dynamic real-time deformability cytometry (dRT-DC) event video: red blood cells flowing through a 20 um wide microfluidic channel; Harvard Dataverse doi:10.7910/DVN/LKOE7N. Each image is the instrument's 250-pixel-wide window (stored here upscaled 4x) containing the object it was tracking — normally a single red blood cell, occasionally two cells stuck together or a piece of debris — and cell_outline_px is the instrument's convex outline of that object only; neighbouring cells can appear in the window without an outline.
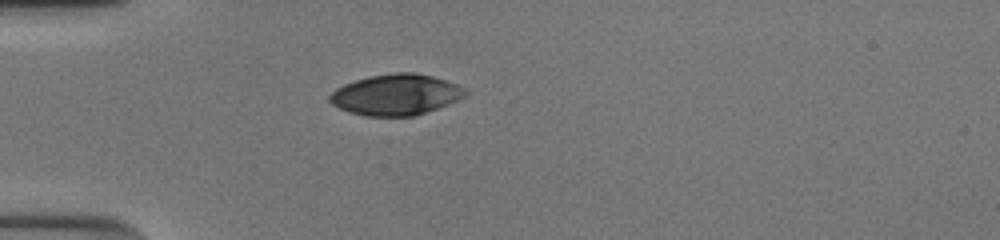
{"species": "human", "species_latin": "Homo sapiens", "temperature_condition": "cold", "stored_images_in_passage": 38, "camera_frame_rate_fps": 3000, "um_per_image_px": 0.085, "donor": {"sex": "male"}, "frame": {"image": 1, "passage_image": 1, "time_ms": 0.0, "image_size_px": [1000, 240], "cell_outline_px": [[468, 92], [464, 96], [448, 104], [412, 116], [368, 116], [348, 112], [332, 104], [328, 100], [328, 96], [336, 88], [344, 84], [368, 76], [396, 72], [416, 72], [432, 76], [456, 84], [464, 88]], "centroid_in_image_um": [33.61, 8.04], "position_along_channel_um": 51.4, "area_um2": 32.14}}
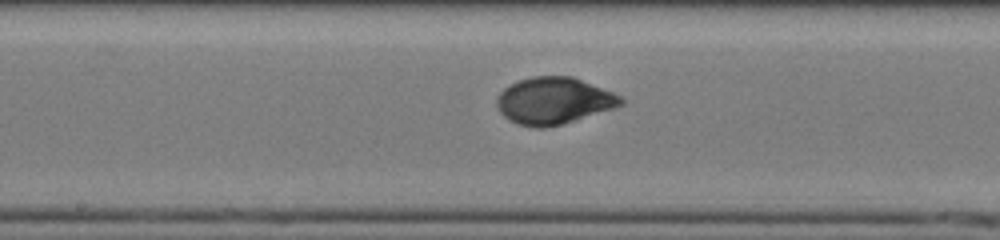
{"frame": {"image": 2, "passage_image": 14, "time_ms": 4.333, "image_size_px": [1000, 240], "cell_outline_px": [[624, 104], [612, 108], [560, 124], [544, 128], [536, 128], [516, 124], [508, 120], [500, 112], [496, 104], [496, 96], [508, 84], [516, 80], [532, 76], [572, 76], [612, 92], [620, 96], [624, 100]], "centroid_in_image_um": [46.99, 8.55], "position_along_channel_um": 201.2, "area_um2": 33.76}}
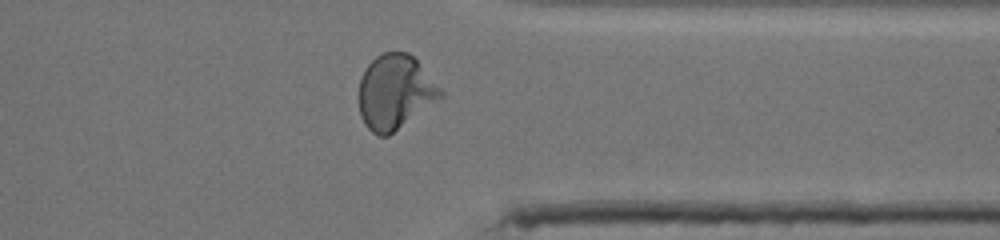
{"frame": {"image": 3, "passage_image": 28, "time_ms": 9.0, "image_size_px": [1000, 240], "cell_outline_px": [[444, 96], [388, 136], [376, 136], [364, 124], [360, 116], [360, 76], [364, 68], [376, 56], [384, 52], [408, 52], [416, 60], [444, 92]], "centroid_in_image_um": [33.56, 7.83], "position_along_channel_um": 377.8, "area_um2": 35.26}, "authors_computed_cell_mechanics": {"area_um2": 33.813, "velocity_mm_per_s": 3.8409, "shape_relaxation_time_tau1_ms": 3.5058, "shape_relaxation_time_tau2_ms": null, "deformation_change_tau1": 0.1616, "deformation_change_tau2": null}}